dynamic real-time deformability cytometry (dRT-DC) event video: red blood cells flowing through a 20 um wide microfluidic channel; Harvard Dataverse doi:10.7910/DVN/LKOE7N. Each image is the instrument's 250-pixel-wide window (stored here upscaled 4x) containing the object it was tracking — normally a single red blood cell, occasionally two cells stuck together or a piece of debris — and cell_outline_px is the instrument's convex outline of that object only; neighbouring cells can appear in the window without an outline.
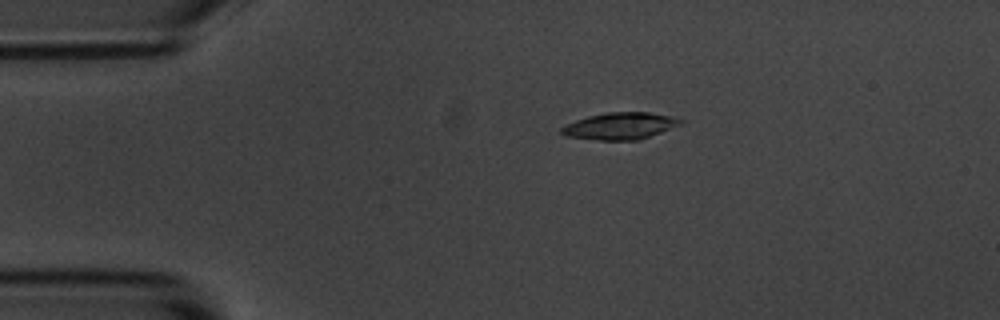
{"species": "common noctule bat (a hibernating species)", "species_latin": "Nyctalus noctula", "temperature_condition": "room temperature", "stored_images_in_passage": 9, "camera_frame_rate_fps": 3000, "um_per_image_px": 0.085, "animal": {"sex": "male", "body_mass_g": 20.1, "forearm_length_mm": 53.5}, "frame": {"image": 1, "passage_image": 3, "time_ms": 2.667, "image_size_px": [1000, 320], "cell_outline_px": [[688, 120], [680, 124], [640, 140], [600, 140], [564, 136], [560, 132], [560, 128], [576, 120], [588, 116], [608, 112], [648, 112], [676, 116]], "centroid_in_image_um": [52.75, 10.7], "position_along_channel_um": 32.2, "area_um2": 18.73}}
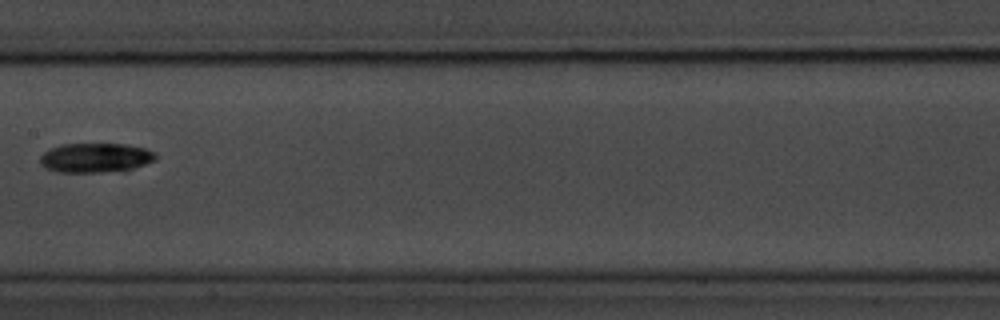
{"frame": {"image": 2, "passage_image": 8, "time_ms": 8.333, "image_size_px": [1000, 320], "cell_outline_px": [[156, 160], [132, 168], [100, 172], [56, 172], [40, 164], [40, 156], [44, 152], [60, 144], [124, 144], [144, 148], [156, 152]], "centroid_in_image_um": [8.1, 13.4], "position_along_channel_um": 199.3, "area_um2": 19.59}}
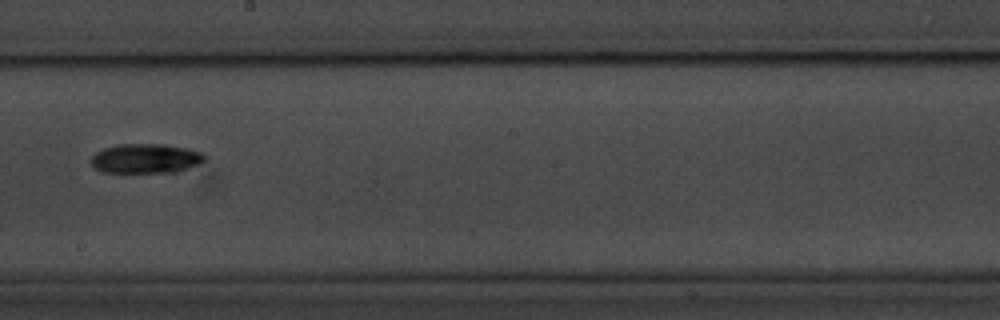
{"frame": {"image": 3, "passage_image": 9, "time_ms": 9.333, "image_size_px": [1000, 320], "cell_outline_px": [[204, 160], [200, 164], [176, 172], [100, 172], [92, 168], [88, 160], [96, 152], [104, 148], [116, 144], [164, 144], [188, 148], [200, 152], [204, 156]], "centroid_in_image_um": [12.32, 13.47], "position_along_channel_um": 235.9, "area_um2": 19.77}}